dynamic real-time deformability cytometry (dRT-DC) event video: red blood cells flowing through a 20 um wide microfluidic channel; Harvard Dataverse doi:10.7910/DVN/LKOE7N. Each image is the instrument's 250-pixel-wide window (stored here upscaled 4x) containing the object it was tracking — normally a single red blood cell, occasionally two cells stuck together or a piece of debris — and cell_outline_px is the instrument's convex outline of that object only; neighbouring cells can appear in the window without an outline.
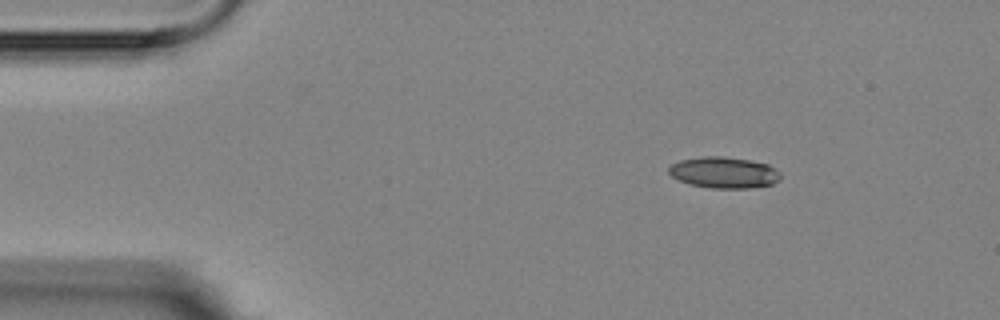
{"species": "Egyptian fruit bat (a non-hibernating species)", "species_latin": "Rousettus aegyptiacus", "temperature_condition": "room temperature", "stored_images_in_passage": 5, "camera_frame_rate_fps": 3000, "um_per_image_px": 0.085, "animal": {"sex": "female"}, "frame": {"image": 1, "passage_image": 5, "time_ms": 6.333, "image_size_px": [1000, 320], "cell_outline_px": [[780, 180], [772, 184], [748, 188], [712, 188], [688, 184], [672, 176], [668, 172], [668, 168], [672, 164], [680, 160], [700, 156], [724, 156], [748, 160], [768, 164], [780, 172]], "centroid_in_image_um": [61.52, 14.66], "position_along_channel_um": 23.5, "area_um2": 20.35}}